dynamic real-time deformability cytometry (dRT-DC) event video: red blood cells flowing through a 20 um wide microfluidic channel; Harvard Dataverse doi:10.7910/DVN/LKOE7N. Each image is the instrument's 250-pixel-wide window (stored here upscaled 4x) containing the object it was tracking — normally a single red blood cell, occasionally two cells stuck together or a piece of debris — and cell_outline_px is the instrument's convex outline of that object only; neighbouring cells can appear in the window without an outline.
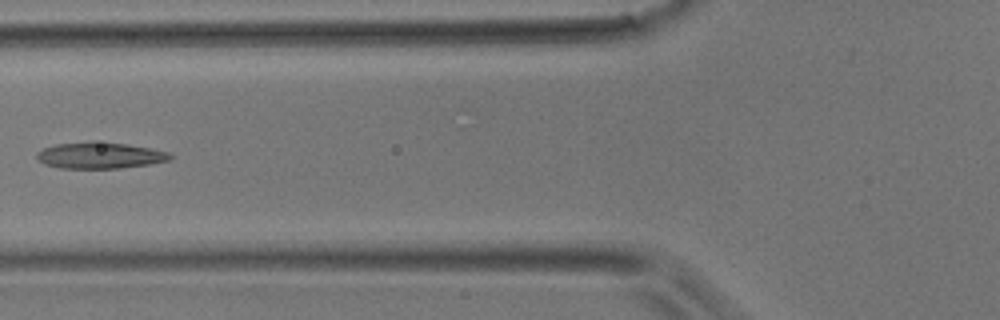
{"species": "common noctule bat (a hibernating species)", "species_latin": "Nyctalus noctula", "temperature_condition": "room temperature", "stored_images_in_passage": 4, "camera_frame_rate_fps": 3000, "um_per_image_px": 0.085, "animal": {"sex": "male", "body_mass_g": 17.9}, "frame": {"image": 1, "passage_image": 4, "time_ms": 1.0, "image_size_px": [1000, 320], "cell_outline_px": [[172, 160], [148, 164], [120, 168], [60, 168], [44, 164], [36, 160], [36, 152], [44, 148], [56, 144], [92, 140], [128, 144], [168, 152], [172, 156]], "centroid_in_image_um": [8.44, 13.2], "position_along_channel_um": 117.4, "area_um2": 20.63}}